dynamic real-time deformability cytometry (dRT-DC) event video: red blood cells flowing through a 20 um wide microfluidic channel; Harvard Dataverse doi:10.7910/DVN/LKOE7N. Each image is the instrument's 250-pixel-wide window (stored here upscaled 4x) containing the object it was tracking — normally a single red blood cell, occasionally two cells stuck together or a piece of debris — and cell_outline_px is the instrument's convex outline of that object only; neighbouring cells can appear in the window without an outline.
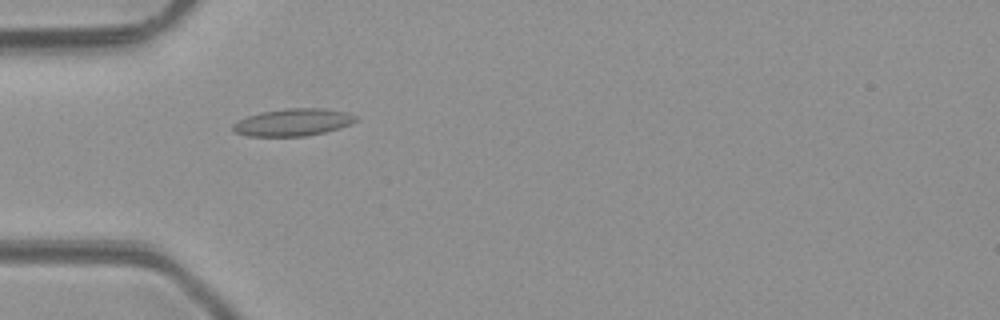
{"species": "common noctule bat (a hibernating species)", "species_latin": "Nyctalus noctula", "temperature_condition": "room temperature", "stored_images_in_passage": 5, "camera_frame_rate_fps": 3000, "um_per_image_px": 0.085, "animal": {"sex": "male", "body_mass_g": 23.1, "forearm_length_mm": 52.7}, "frame": {"image": 1, "passage_image": 5, "time_ms": 4.333, "image_size_px": [1000, 320], "cell_outline_px": [[360, 120], [352, 124], [340, 128], [324, 132], [304, 136], [248, 136], [236, 132], [232, 128], [232, 124], [248, 116], [260, 112], [284, 108], [324, 108], [348, 112], [360, 116]], "centroid_in_image_um": [24.99, 10.38], "position_along_channel_um": 60.0, "area_um2": 19.77}}